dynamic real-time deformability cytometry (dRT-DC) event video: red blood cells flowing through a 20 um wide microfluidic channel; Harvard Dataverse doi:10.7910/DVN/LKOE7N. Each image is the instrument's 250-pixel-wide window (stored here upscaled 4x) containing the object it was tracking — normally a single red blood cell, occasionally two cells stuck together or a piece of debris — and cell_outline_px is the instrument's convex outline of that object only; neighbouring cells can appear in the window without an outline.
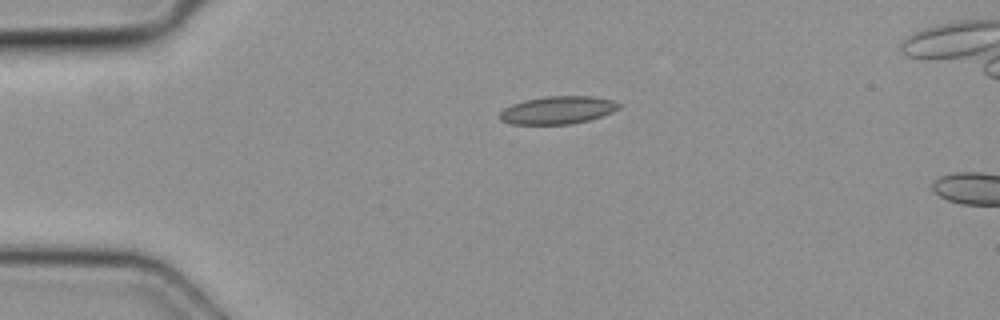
{"species": "common noctule bat (a hibernating species)", "species_latin": "Nyctalus noctula", "temperature_condition": "cold", "stored_images_in_passage": 2, "camera_frame_rate_fps": 3000, "um_per_image_px": 0.085, "animal": {"sex": "female", "body_mass_g": 19.3, "forearm_length_mm": 54.1}, "frame": {"image": 1, "passage_image": 1, "time_ms": 0.0, "image_size_px": [1000, 320], "cell_outline_px": [[620, 108], [612, 112], [588, 120], [572, 124], [512, 124], [500, 120], [500, 112], [504, 108], [512, 104], [524, 100], [544, 96], [592, 96], [612, 100], [620, 104]], "centroid_in_image_um": [47.39, 9.35], "position_along_channel_um": 37.6, "area_um2": 19.25}}